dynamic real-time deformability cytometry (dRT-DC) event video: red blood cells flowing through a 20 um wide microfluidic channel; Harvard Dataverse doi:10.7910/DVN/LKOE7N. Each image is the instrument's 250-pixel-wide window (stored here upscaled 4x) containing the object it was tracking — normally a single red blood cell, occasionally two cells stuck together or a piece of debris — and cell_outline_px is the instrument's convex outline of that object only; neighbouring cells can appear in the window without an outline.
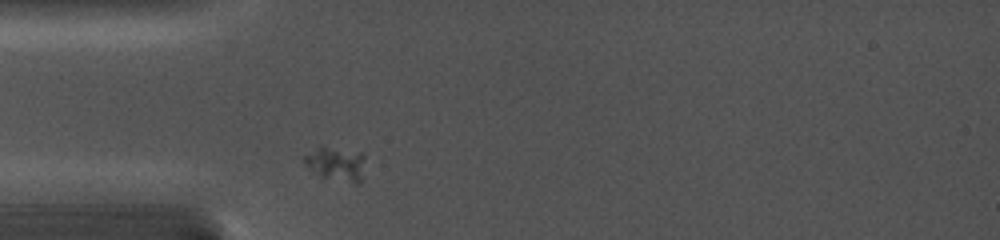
{"species": "common noctule bat (a hibernating species)", "species_latin": "Nyctalus noctula", "temperature_condition": "cold", "stored_images_in_passage": 28, "camera_frame_rate_fps": 5000, "um_per_image_px": 0.085, "animal": {"sex": "female", "body_mass_g": 19.0, "forearm_length_mm": 56.7}, "frame": {"image": 1, "passage_image": 1, "time_ms": 0.0, "image_size_px": [1000, 240], "cell_outline_px": [[364, 156], [360, 184], [356, 184], [320, 176], [308, 168], [304, 164], [304, 156], [320, 148], [324, 148], [360, 152]], "centroid_in_image_um": [28.58, 13.98], "position_along_channel_um": 56.4, "area_um2": 11.44}}
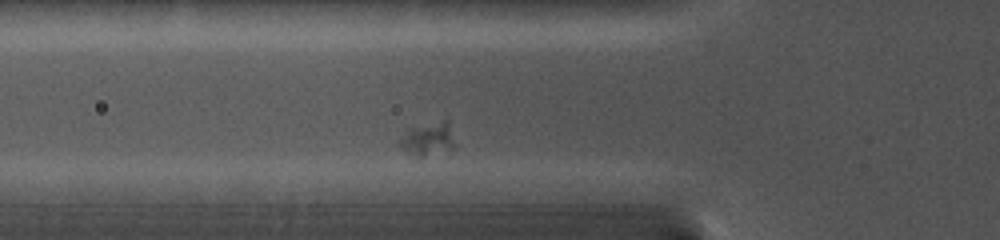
{"frame": {"image": 2, "passage_image": 4, "time_ms": 1.0, "image_size_px": [1000, 240], "cell_outline_px": [[456, 148], [424, 156], [416, 156], [408, 152], [400, 144], [400, 140], [412, 128], [444, 120], [448, 120], [456, 144]], "centroid_in_image_um": [36.48, 11.83], "position_along_channel_um": 89.3, "area_um2": 10.23}}
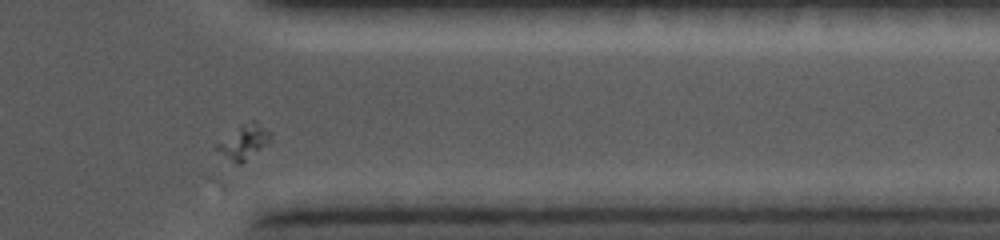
{"frame": {"image": 3, "passage_image": 25, "time_ms": 9.0, "image_size_px": [1000, 240], "cell_outline_px": [[272, 136], [268, 144], [240, 164], [236, 164], [216, 148], [216, 144], [240, 124], [252, 120], [256, 120], [272, 132]], "centroid_in_image_um": [20.8, 12.01], "position_along_channel_um": 390.6, "area_um2": 10.64}}